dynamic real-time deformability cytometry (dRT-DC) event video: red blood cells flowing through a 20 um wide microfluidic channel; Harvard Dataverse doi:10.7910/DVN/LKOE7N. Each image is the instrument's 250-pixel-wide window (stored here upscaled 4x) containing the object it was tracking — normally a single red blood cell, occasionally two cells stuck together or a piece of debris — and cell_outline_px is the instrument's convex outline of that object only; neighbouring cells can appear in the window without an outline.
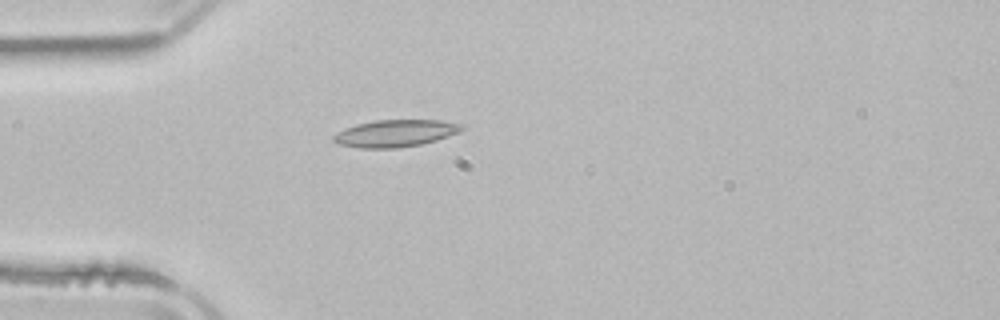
{"species": "common noctule bat (a hibernating species)", "species_latin": "Nyctalus noctula", "temperature_condition": "room temperature", "stored_images_in_passage": 5, "camera_frame_rate_fps": 3000, "um_per_image_px": 0.085, "animal": {"sex": "male", "body_mass_g": 21.5, "forearm_length_mm": 52.0}, "frame": {"image": 1, "passage_image": 5, "time_ms": 6.333, "image_size_px": [1000, 320], "cell_outline_px": [[464, 128], [460, 132], [436, 140], [420, 144], [396, 148], [360, 148], [340, 144], [332, 140], [332, 136], [336, 132], [344, 128], [356, 124], [376, 120], [440, 120], [464, 124]], "centroid_in_image_um": [33.6, 11.32], "position_along_channel_um": 51.4, "area_um2": 20.29}}